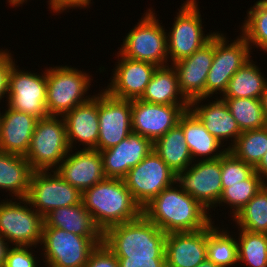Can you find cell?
<instances>
[{
	"mask_svg": "<svg viewBox=\"0 0 267 267\" xmlns=\"http://www.w3.org/2000/svg\"><path fill=\"white\" fill-rule=\"evenodd\" d=\"M85 267H119V261L102 243L91 252Z\"/></svg>",
	"mask_w": 267,
	"mask_h": 267,
	"instance_id": "obj_40",
	"label": "cell"
},
{
	"mask_svg": "<svg viewBox=\"0 0 267 267\" xmlns=\"http://www.w3.org/2000/svg\"><path fill=\"white\" fill-rule=\"evenodd\" d=\"M115 55L118 60L112 69L111 80L109 79L111 82L107 87L105 85L104 90L118 99H139L158 66L147 61L127 58L119 52Z\"/></svg>",
	"mask_w": 267,
	"mask_h": 267,
	"instance_id": "obj_16",
	"label": "cell"
},
{
	"mask_svg": "<svg viewBox=\"0 0 267 267\" xmlns=\"http://www.w3.org/2000/svg\"><path fill=\"white\" fill-rule=\"evenodd\" d=\"M182 190L211 211L222 195L221 157L215 160L194 161L176 175Z\"/></svg>",
	"mask_w": 267,
	"mask_h": 267,
	"instance_id": "obj_14",
	"label": "cell"
},
{
	"mask_svg": "<svg viewBox=\"0 0 267 267\" xmlns=\"http://www.w3.org/2000/svg\"><path fill=\"white\" fill-rule=\"evenodd\" d=\"M242 20L240 34L246 39L253 53V48L267 53V0H258L247 11Z\"/></svg>",
	"mask_w": 267,
	"mask_h": 267,
	"instance_id": "obj_33",
	"label": "cell"
},
{
	"mask_svg": "<svg viewBox=\"0 0 267 267\" xmlns=\"http://www.w3.org/2000/svg\"><path fill=\"white\" fill-rule=\"evenodd\" d=\"M237 229L238 267H267V234Z\"/></svg>",
	"mask_w": 267,
	"mask_h": 267,
	"instance_id": "obj_34",
	"label": "cell"
},
{
	"mask_svg": "<svg viewBox=\"0 0 267 267\" xmlns=\"http://www.w3.org/2000/svg\"><path fill=\"white\" fill-rule=\"evenodd\" d=\"M254 59L248 60L231 77L228 86L221 98H256L260 99L261 94L267 88V78L263 67L257 65Z\"/></svg>",
	"mask_w": 267,
	"mask_h": 267,
	"instance_id": "obj_30",
	"label": "cell"
},
{
	"mask_svg": "<svg viewBox=\"0 0 267 267\" xmlns=\"http://www.w3.org/2000/svg\"><path fill=\"white\" fill-rule=\"evenodd\" d=\"M140 100L163 105H189L178 85V75L172 65L158 67Z\"/></svg>",
	"mask_w": 267,
	"mask_h": 267,
	"instance_id": "obj_28",
	"label": "cell"
},
{
	"mask_svg": "<svg viewBox=\"0 0 267 267\" xmlns=\"http://www.w3.org/2000/svg\"><path fill=\"white\" fill-rule=\"evenodd\" d=\"M152 150L154 147L150 139L131 132L116 146L100 151L105 176L124 179L128 171L138 165Z\"/></svg>",
	"mask_w": 267,
	"mask_h": 267,
	"instance_id": "obj_21",
	"label": "cell"
},
{
	"mask_svg": "<svg viewBox=\"0 0 267 267\" xmlns=\"http://www.w3.org/2000/svg\"><path fill=\"white\" fill-rule=\"evenodd\" d=\"M224 34L217 31L214 35V57L205 85V97L210 99L221 97L226 91L231 77L253 58L249 44L240 33L235 40Z\"/></svg>",
	"mask_w": 267,
	"mask_h": 267,
	"instance_id": "obj_9",
	"label": "cell"
},
{
	"mask_svg": "<svg viewBox=\"0 0 267 267\" xmlns=\"http://www.w3.org/2000/svg\"><path fill=\"white\" fill-rule=\"evenodd\" d=\"M76 150L74 152V149H70L55 171L71 186L83 193L107 177L100 151L82 148Z\"/></svg>",
	"mask_w": 267,
	"mask_h": 267,
	"instance_id": "obj_18",
	"label": "cell"
},
{
	"mask_svg": "<svg viewBox=\"0 0 267 267\" xmlns=\"http://www.w3.org/2000/svg\"><path fill=\"white\" fill-rule=\"evenodd\" d=\"M166 235L142 214L106 229L103 243L116 257L165 258Z\"/></svg>",
	"mask_w": 267,
	"mask_h": 267,
	"instance_id": "obj_3",
	"label": "cell"
},
{
	"mask_svg": "<svg viewBox=\"0 0 267 267\" xmlns=\"http://www.w3.org/2000/svg\"><path fill=\"white\" fill-rule=\"evenodd\" d=\"M70 149H96L99 138L98 93L63 116ZM79 144V145H77Z\"/></svg>",
	"mask_w": 267,
	"mask_h": 267,
	"instance_id": "obj_22",
	"label": "cell"
},
{
	"mask_svg": "<svg viewBox=\"0 0 267 267\" xmlns=\"http://www.w3.org/2000/svg\"><path fill=\"white\" fill-rule=\"evenodd\" d=\"M255 172L263 179V181L267 182V152L262 157L259 164L255 167Z\"/></svg>",
	"mask_w": 267,
	"mask_h": 267,
	"instance_id": "obj_44",
	"label": "cell"
},
{
	"mask_svg": "<svg viewBox=\"0 0 267 267\" xmlns=\"http://www.w3.org/2000/svg\"><path fill=\"white\" fill-rule=\"evenodd\" d=\"M196 267H219V266L215 265L212 261L206 259Z\"/></svg>",
	"mask_w": 267,
	"mask_h": 267,
	"instance_id": "obj_48",
	"label": "cell"
},
{
	"mask_svg": "<svg viewBox=\"0 0 267 267\" xmlns=\"http://www.w3.org/2000/svg\"><path fill=\"white\" fill-rule=\"evenodd\" d=\"M166 267H196L207 259V227L166 235Z\"/></svg>",
	"mask_w": 267,
	"mask_h": 267,
	"instance_id": "obj_23",
	"label": "cell"
},
{
	"mask_svg": "<svg viewBox=\"0 0 267 267\" xmlns=\"http://www.w3.org/2000/svg\"><path fill=\"white\" fill-rule=\"evenodd\" d=\"M154 151L177 175L192 163V156L185 140L182 126L177 123L165 135L153 143Z\"/></svg>",
	"mask_w": 267,
	"mask_h": 267,
	"instance_id": "obj_29",
	"label": "cell"
},
{
	"mask_svg": "<svg viewBox=\"0 0 267 267\" xmlns=\"http://www.w3.org/2000/svg\"><path fill=\"white\" fill-rule=\"evenodd\" d=\"M33 246H11L8 250L4 267H38L40 261V249L36 251ZM36 252V254L34 253ZM38 257H37V253ZM39 266V267H40ZM41 267H44L43 265Z\"/></svg>",
	"mask_w": 267,
	"mask_h": 267,
	"instance_id": "obj_39",
	"label": "cell"
},
{
	"mask_svg": "<svg viewBox=\"0 0 267 267\" xmlns=\"http://www.w3.org/2000/svg\"><path fill=\"white\" fill-rule=\"evenodd\" d=\"M82 202L102 232L142 215V208L123 179L106 178L98 182L82 193Z\"/></svg>",
	"mask_w": 267,
	"mask_h": 267,
	"instance_id": "obj_2",
	"label": "cell"
},
{
	"mask_svg": "<svg viewBox=\"0 0 267 267\" xmlns=\"http://www.w3.org/2000/svg\"><path fill=\"white\" fill-rule=\"evenodd\" d=\"M255 172V168L236 158L230 151L221 156V181L222 189L227 184L239 183L248 179Z\"/></svg>",
	"mask_w": 267,
	"mask_h": 267,
	"instance_id": "obj_38",
	"label": "cell"
},
{
	"mask_svg": "<svg viewBox=\"0 0 267 267\" xmlns=\"http://www.w3.org/2000/svg\"><path fill=\"white\" fill-rule=\"evenodd\" d=\"M30 0H7L9 6L13 7H20L24 5L25 3H28Z\"/></svg>",
	"mask_w": 267,
	"mask_h": 267,
	"instance_id": "obj_47",
	"label": "cell"
},
{
	"mask_svg": "<svg viewBox=\"0 0 267 267\" xmlns=\"http://www.w3.org/2000/svg\"><path fill=\"white\" fill-rule=\"evenodd\" d=\"M265 182L254 172L248 179L235 184H227V188L222 191V195L217 205L210 211V217L213 222L215 217L212 212L218 208L227 205L228 216L233 218L254 196L263 188ZM217 207V208H216ZM230 212V213H229ZM230 214V215H229ZM213 215V216H212Z\"/></svg>",
	"mask_w": 267,
	"mask_h": 267,
	"instance_id": "obj_32",
	"label": "cell"
},
{
	"mask_svg": "<svg viewBox=\"0 0 267 267\" xmlns=\"http://www.w3.org/2000/svg\"><path fill=\"white\" fill-rule=\"evenodd\" d=\"M20 69L16 63L9 73L8 95L5 100L9 108L31 114L38 119L49 116L46 107V67L41 73Z\"/></svg>",
	"mask_w": 267,
	"mask_h": 267,
	"instance_id": "obj_11",
	"label": "cell"
},
{
	"mask_svg": "<svg viewBox=\"0 0 267 267\" xmlns=\"http://www.w3.org/2000/svg\"><path fill=\"white\" fill-rule=\"evenodd\" d=\"M189 105H163L132 100V132L150 139L153 143L174 127Z\"/></svg>",
	"mask_w": 267,
	"mask_h": 267,
	"instance_id": "obj_17",
	"label": "cell"
},
{
	"mask_svg": "<svg viewBox=\"0 0 267 267\" xmlns=\"http://www.w3.org/2000/svg\"><path fill=\"white\" fill-rule=\"evenodd\" d=\"M142 214L166 234L198 231L212 222L209 211L176 181L143 207Z\"/></svg>",
	"mask_w": 267,
	"mask_h": 267,
	"instance_id": "obj_1",
	"label": "cell"
},
{
	"mask_svg": "<svg viewBox=\"0 0 267 267\" xmlns=\"http://www.w3.org/2000/svg\"><path fill=\"white\" fill-rule=\"evenodd\" d=\"M260 102H261L262 110L264 112L265 120H266V123H267V88L261 94Z\"/></svg>",
	"mask_w": 267,
	"mask_h": 267,
	"instance_id": "obj_46",
	"label": "cell"
},
{
	"mask_svg": "<svg viewBox=\"0 0 267 267\" xmlns=\"http://www.w3.org/2000/svg\"><path fill=\"white\" fill-rule=\"evenodd\" d=\"M6 197L0 200V235L11 246L38 248L42 241L43 216L26 198Z\"/></svg>",
	"mask_w": 267,
	"mask_h": 267,
	"instance_id": "obj_10",
	"label": "cell"
},
{
	"mask_svg": "<svg viewBox=\"0 0 267 267\" xmlns=\"http://www.w3.org/2000/svg\"><path fill=\"white\" fill-rule=\"evenodd\" d=\"M102 243L103 237H84L59 228H42L41 261L45 267H85L91 252Z\"/></svg>",
	"mask_w": 267,
	"mask_h": 267,
	"instance_id": "obj_8",
	"label": "cell"
},
{
	"mask_svg": "<svg viewBox=\"0 0 267 267\" xmlns=\"http://www.w3.org/2000/svg\"><path fill=\"white\" fill-rule=\"evenodd\" d=\"M1 113L0 151L25 156L38 118L9 108Z\"/></svg>",
	"mask_w": 267,
	"mask_h": 267,
	"instance_id": "obj_24",
	"label": "cell"
},
{
	"mask_svg": "<svg viewBox=\"0 0 267 267\" xmlns=\"http://www.w3.org/2000/svg\"><path fill=\"white\" fill-rule=\"evenodd\" d=\"M119 267H166V258L117 257Z\"/></svg>",
	"mask_w": 267,
	"mask_h": 267,
	"instance_id": "obj_43",
	"label": "cell"
},
{
	"mask_svg": "<svg viewBox=\"0 0 267 267\" xmlns=\"http://www.w3.org/2000/svg\"><path fill=\"white\" fill-rule=\"evenodd\" d=\"M32 173L25 156L0 151V190L10 198H26Z\"/></svg>",
	"mask_w": 267,
	"mask_h": 267,
	"instance_id": "obj_27",
	"label": "cell"
},
{
	"mask_svg": "<svg viewBox=\"0 0 267 267\" xmlns=\"http://www.w3.org/2000/svg\"><path fill=\"white\" fill-rule=\"evenodd\" d=\"M63 116L38 119L27 154L33 171L55 170L69 153Z\"/></svg>",
	"mask_w": 267,
	"mask_h": 267,
	"instance_id": "obj_7",
	"label": "cell"
},
{
	"mask_svg": "<svg viewBox=\"0 0 267 267\" xmlns=\"http://www.w3.org/2000/svg\"><path fill=\"white\" fill-rule=\"evenodd\" d=\"M93 0H48V11H52L53 15H59L61 13L70 12L72 9H88L92 6ZM51 9V10H50Z\"/></svg>",
	"mask_w": 267,
	"mask_h": 267,
	"instance_id": "obj_42",
	"label": "cell"
},
{
	"mask_svg": "<svg viewBox=\"0 0 267 267\" xmlns=\"http://www.w3.org/2000/svg\"><path fill=\"white\" fill-rule=\"evenodd\" d=\"M100 90L98 151L116 146L132 132V100L118 99L109 95L104 88Z\"/></svg>",
	"mask_w": 267,
	"mask_h": 267,
	"instance_id": "obj_15",
	"label": "cell"
},
{
	"mask_svg": "<svg viewBox=\"0 0 267 267\" xmlns=\"http://www.w3.org/2000/svg\"><path fill=\"white\" fill-rule=\"evenodd\" d=\"M178 123L183 128L193 162L218 159L228 150L205 129L203 123L190 109L180 116Z\"/></svg>",
	"mask_w": 267,
	"mask_h": 267,
	"instance_id": "obj_25",
	"label": "cell"
},
{
	"mask_svg": "<svg viewBox=\"0 0 267 267\" xmlns=\"http://www.w3.org/2000/svg\"><path fill=\"white\" fill-rule=\"evenodd\" d=\"M11 245L0 235V267H4L7 253Z\"/></svg>",
	"mask_w": 267,
	"mask_h": 267,
	"instance_id": "obj_45",
	"label": "cell"
},
{
	"mask_svg": "<svg viewBox=\"0 0 267 267\" xmlns=\"http://www.w3.org/2000/svg\"><path fill=\"white\" fill-rule=\"evenodd\" d=\"M214 57V36L191 56L172 64L182 95L190 103L205 97L207 75Z\"/></svg>",
	"mask_w": 267,
	"mask_h": 267,
	"instance_id": "obj_19",
	"label": "cell"
},
{
	"mask_svg": "<svg viewBox=\"0 0 267 267\" xmlns=\"http://www.w3.org/2000/svg\"><path fill=\"white\" fill-rule=\"evenodd\" d=\"M230 220L235 222L234 228L267 234V188L263 186Z\"/></svg>",
	"mask_w": 267,
	"mask_h": 267,
	"instance_id": "obj_35",
	"label": "cell"
},
{
	"mask_svg": "<svg viewBox=\"0 0 267 267\" xmlns=\"http://www.w3.org/2000/svg\"><path fill=\"white\" fill-rule=\"evenodd\" d=\"M214 224L212 221L207 226V259L219 267H238V243L235 232H230L228 227L221 228L217 223Z\"/></svg>",
	"mask_w": 267,
	"mask_h": 267,
	"instance_id": "obj_31",
	"label": "cell"
},
{
	"mask_svg": "<svg viewBox=\"0 0 267 267\" xmlns=\"http://www.w3.org/2000/svg\"><path fill=\"white\" fill-rule=\"evenodd\" d=\"M89 74L68 64L46 67V107L49 116H64L94 96V92L93 95L89 93L94 79Z\"/></svg>",
	"mask_w": 267,
	"mask_h": 267,
	"instance_id": "obj_4",
	"label": "cell"
},
{
	"mask_svg": "<svg viewBox=\"0 0 267 267\" xmlns=\"http://www.w3.org/2000/svg\"><path fill=\"white\" fill-rule=\"evenodd\" d=\"M10 49H0V103L8 95L9 73L12 66L17 63ZM4 98V99H2Z\"/></svg>",
	"mask_w": 267,
	"mask_h": 267,
	"instance_id": "obj_41",
	"label": "cell"
},
{
	"mask_svg": "<svg viewBox=\"0 0 267 267\" xmlns=\"http://www.w3.org/2000/svg\"><path fill=\"white\" fill-rule=\"evenodd\" d=\"M236 120L241 132L267 126L260 99L222 98Z\"/></svg>",
	"mask_w": 267,
	"mask_h": 267,
	"instance_id": "obj_37",
	"label": "cell"
},
{
	"mask_svg": "<svg viewBox=\"0 0 267 267\" xmlns=\"http://www.w3.org/2000/svg\"><path fill=\"white\" fill-rule=\"evenodd\" d=\"M26 200L43 217L55 208L82 202V193L55 170L33 171Z\"/></svg>",
	"mask_w": 267,
	"mask_h": 267,
	"instance_id": "obj_12",
	"label": "cell"
},
{
	"mask_svg": "<svg viewBox=\"0 0 267 267\" xmlns=\"http://www.w3.org/2000/svg\"><path fill=\"white\" fill-rule=\"evenodd\" d=\"M214 99V101L209 97L194 99L190 102L189 109L199 118L205 129L229 149L242 132L224 99L221 97Z\"/></svg>",
	"mask_w": 267,
	"mask_h": 267,
	"instance_id": "obj_20",
	"label": "cell"
},
{
	"mask_svg": "<svg viewBox=\"0 0 267 267\" xmlns=\"http://www.w3.org/2000/svg\"><path fill=\"white\" fill-rule=\"evenodd\" d=\"M228 151L255 168L267 152V126L242 132Z\"/></svg>",
	"mask_w": 267,
	"mask_h": 267,
	"instance_id": "obj_36",
	"label": "cell"
},
{
	"mask_svg": "<svg viewBox=\"0 0 267 267\" xmlns=\"http://www.w3.org/2000/svg\"><path fill=\"white\" fill-rule=\"evenodd\" d=\"M199 0H185L174 15V22L167 34L168 61L173 63L191 56L206 44L217 32L205 34ZM169 31V32H168Z\"/></svg>",
	"mask_w": 267,
	"mask_h": 267,
	"instance_id": "obj_6",
	"label": "cell"
},
{
	"mask_svg": "<svg viewBox=\"0 0 267 267\" xmlns=\"http://www.w3.org/2000/svg\"><path fill=\"white\" fill-rule=\"evenodd\" d=\"M127 189L141 208L176 181V175L152 150L123 179Z\"/></svg>",
	"mask_w": 267,
	"mask_h": 267,
	"instance_id": "obj_13",
	"label": "cell"
},
{
	"mask_svg": "<svg viewBox=\"0 0 267 267\" xmlns=\"http://www.w3.org/2000/svg\"><path fill=\"white\" fill-rule=\"evenodd\" d=\"M43 228H59L84 237H103L92 215L83 202L73 206L55 208L43 217Z\"/></svg>",
	"mask_w": 267,
	"mask_h": 267,
	"instance_id": "obj_26",
	"label": "cell"
},
{
	"mask_svg": "<svg viewBox=\"0 0 267 267\" xmlns=\"http://www.w3.org/2000/svg\"><path fill=\"white\" fill-rule=\"evenodd\" d=\"M154 8H147L140 20L123 38L119 53L130 59L169 66L166 29ZM160 21V22H159Z\"/></svg>",
	"mask_w": 267,
	"mask_h": 267,
	"instance_id": "obj_5",
	"label": "cell"
}]
</instances>
